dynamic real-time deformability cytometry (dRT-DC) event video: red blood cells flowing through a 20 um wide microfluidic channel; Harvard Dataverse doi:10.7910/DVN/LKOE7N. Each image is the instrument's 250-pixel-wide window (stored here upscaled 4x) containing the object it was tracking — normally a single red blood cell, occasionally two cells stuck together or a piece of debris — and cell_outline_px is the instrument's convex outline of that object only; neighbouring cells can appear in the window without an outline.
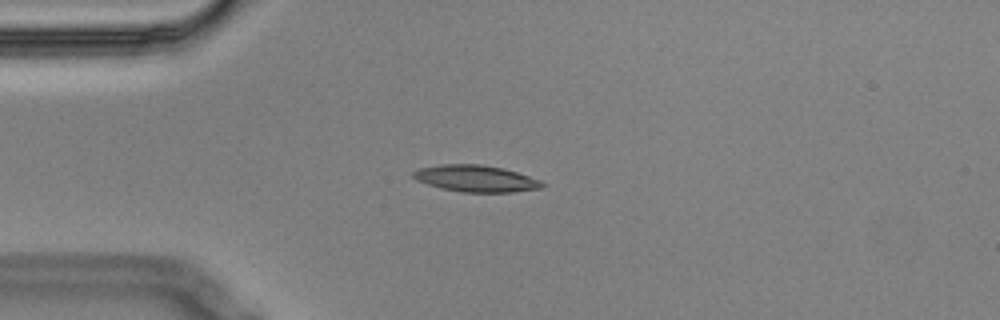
{"species": "Egyptian fruit bat (a non-hibernating species)", "species_latin": "Rousettus aegyptiacus", "temperature_condition": "cold", "stored_images_in_passage": 4, "camera_frame_rate_fps": 3000, "um_per_image_px": 0.085, "animal": {"sex": "male"}, "frame": {"image": 1, "passage_image": 3, "time_ms": 0.667, "image_size_px": [1000, 320], "cell_outline_px": [[544, 184], [540, 188], [512, 192], [464, 192], [440, 188], [416, 180], [412, 176], [412, 172], [420, 168], [440, 164], [480, 164], [504, 168], [540, 180]], "centroid_in_image_um": [40.41, 15.17], "position_along_channel_um": 44.6, "area_um2": 19.88}}